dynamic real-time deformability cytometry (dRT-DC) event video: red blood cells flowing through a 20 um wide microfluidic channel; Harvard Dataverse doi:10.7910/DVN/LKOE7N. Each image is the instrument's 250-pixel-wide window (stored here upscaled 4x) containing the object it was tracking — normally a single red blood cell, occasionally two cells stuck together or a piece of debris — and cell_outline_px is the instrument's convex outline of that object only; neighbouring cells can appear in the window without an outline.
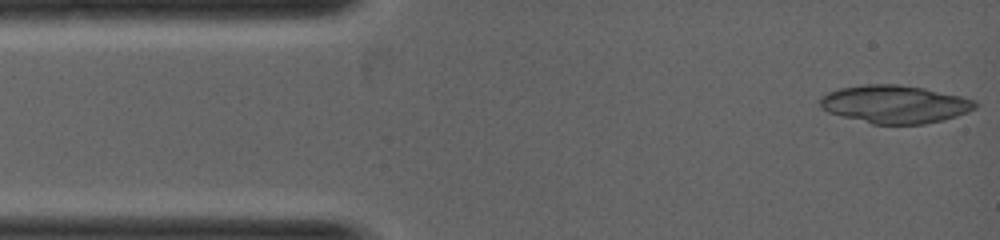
{"species": "common noctule bat (a hibernating species)", "species_latin": "Nyctalus noctula", "temperature_condition": "warm", "stored_images_in_passage": 4, "camera_frame_rate_fps": 5000, "um_per_image_px": 0.085, "animal": {"sex": "female", "body_mass_g": 19.0, "forearm_length_mm": 53.3}, "frame": {"image": 1, "passage_image": 1, "time_ms": 0.0, "image_size_px": [1000, 240], "cell_outline_px": [[976, 108], [968, 112], [944, 120], [924, 124], [872, 124], [828, 112], [820, 108], [820, 96], [828, 92], [840, 88], [864, 84], [900, 84], [924, 88], [960, 96], [976, 100]], "centroid_in_image_um": [76.05, 8.85], "position_along_channel_um": 8.9, "area_um2": 34.39}}